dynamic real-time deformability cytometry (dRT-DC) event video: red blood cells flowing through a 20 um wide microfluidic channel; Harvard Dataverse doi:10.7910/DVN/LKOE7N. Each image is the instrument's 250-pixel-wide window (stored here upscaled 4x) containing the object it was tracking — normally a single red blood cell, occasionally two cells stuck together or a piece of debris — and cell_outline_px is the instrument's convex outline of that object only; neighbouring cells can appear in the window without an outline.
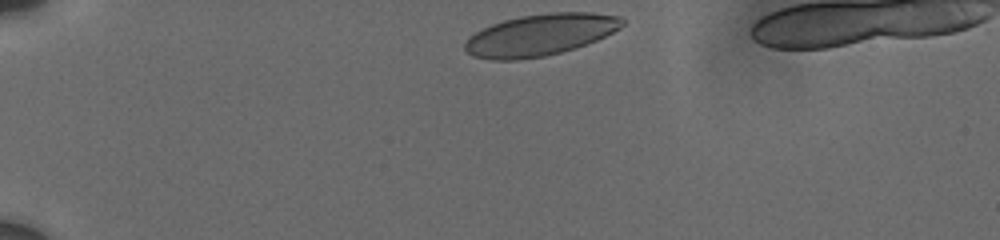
{"species": "human", "species_latin": "Homo sapiens", "temperature_condition": "cold", "stored_images_in_passage": 24, "camera_frame_rate_fps": 3000, "um_per_image_px": 0.085, "donor": {"sex": "male"}, "frame": {"image": 1, "passage_image": 1, "time_ms": 0.0, "image_size_px": [1000, 240], "cell_outline_px": [[624, 24], [620, 28], [596, 40], [560, 52], [544, 56], [520, 60], [492, 60], [472, 56], [464, 48], [464, 44], [468, 36], [492, 24], [504, 20], [520, 16], [548, 12], [588, 12], [620, 16], [624, 20]], "centroid_in_image_um": [45.88, 2.96], "position_along_channel_um": 39.1, "area_um2": 38.03}}
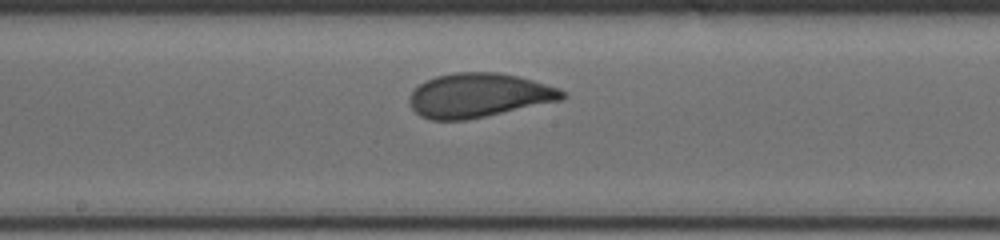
{"frame": {"image": 2, "passage_image": 15, "time_ms": 6.333, "image_size_px": [1000, 240], "cell_outline_px": [[568, 96], [560, 100], [468, 120], [428, 120], [420, 116], [408, 104], [408, 96], [420, 84], [436, 76], [452, 72], [496, 72], [516, 76], [532, 80], [556, 88], [564, 92]], "centroid_in_image_um": [40.63, 8.11], "position_along_channel_um": 207.6, "area_um2": 39.13}}
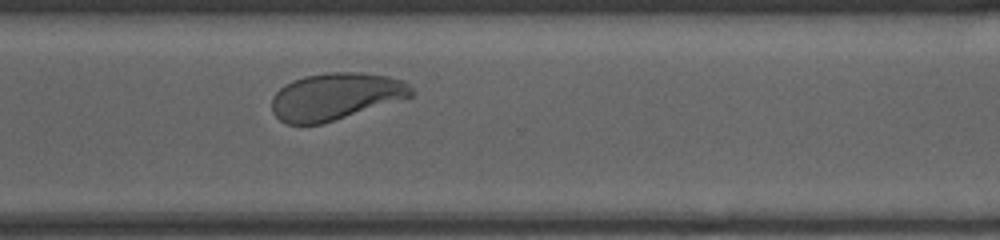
{"frame": {"image": 3, "passage_image": 24, "time_ms": 10.0, "image_size_px": [1000, 240], "cell_outline_px": [[412, 96], [320, 124], [284, 124], [272, 112], [272, 96], [284, 84], [292, 80], [304, 76], [328, 72], [360, 72], [388, 76], [404, 80], [412, 88]], "centroid_in_image_um": [28.48, 8.18], "position_along_channel_um": 342.1, "area_um2": 37.97}}